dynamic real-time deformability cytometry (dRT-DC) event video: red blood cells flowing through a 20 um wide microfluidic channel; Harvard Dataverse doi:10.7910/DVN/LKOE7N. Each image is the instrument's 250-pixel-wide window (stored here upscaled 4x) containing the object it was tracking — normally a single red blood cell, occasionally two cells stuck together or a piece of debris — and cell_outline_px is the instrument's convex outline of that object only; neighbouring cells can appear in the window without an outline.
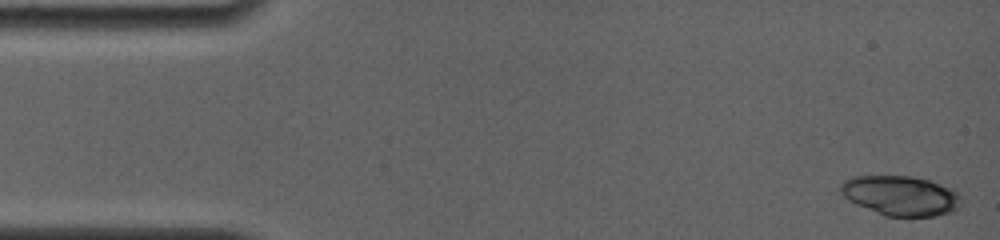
{"species": "common noctule bat (a hibernating species)", "species_latin": "Nyctalus noctula", "temperature_condition": "room temperature", "stored_images_in_passage": 11, "camera_frame_rate_fps": 4000, "um_per_image_px": 0.085, "animal": {"sex": "female", "body_mass_g": 19.0, "forearm_length_mm": 56.7}, "frame": {"image": 1, "passage_image": 1, "time_ms": 0.0, "image_size_px": [1000, 240], "cell_outline_px": [[960, 208], [952, 212], [932, 216], [884, 216], [856, 204], [848, 200], [840, 192], [840, 184], [844, 180], [852, 176], [912, 176], [928, 180], [956, 188], [960, 192]], "centroid_in_image_um": [76.59, 16.62], "position_along_channel_um": 8.4, "area_um2": 28.32}}
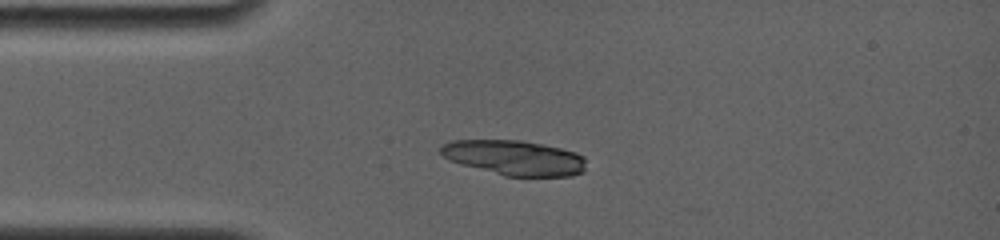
{"frame": {"image": 2, "passage_image": 10, "time_ms": 3.5, "image_size_px": [1000, 240], "cell_outline_px": [[584, 172], [572, 176], [504, 176], [460, 164], [448, 160], [440, 152], [440, 144], [452, 140], [520, 140], [544, 144], [576, 152], [584, 156]], "centroid_in_image_um": [43.7, 13.4], "position_along_channel_um": 41.3, "area_um2": 29.82}}